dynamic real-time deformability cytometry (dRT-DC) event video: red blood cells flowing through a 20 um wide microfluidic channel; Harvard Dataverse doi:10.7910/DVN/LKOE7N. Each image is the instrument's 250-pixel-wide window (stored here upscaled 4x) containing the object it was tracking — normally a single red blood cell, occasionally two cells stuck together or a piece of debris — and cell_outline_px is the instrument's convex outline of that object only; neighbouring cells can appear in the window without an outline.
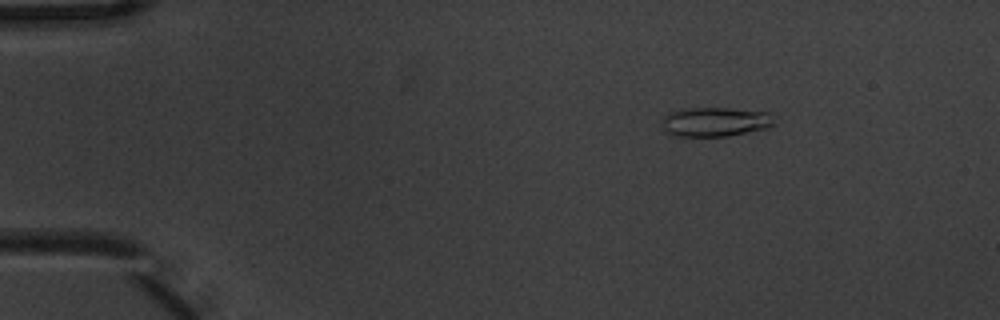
{"species": "common noctule bat (a hibernating species)", "species_latin": "Nyctalus noctula", "temperature_condition": "warm", "stored_images_in_passage": 3, "camera_frame_rate_fps": 3000, "um_per_image_px": 0.085, "animal": {"sex": "male", "body_mass_g": 20.1, "forearm_length_mm": 53.5}, "frame": {"image": 1, "passage_image": 1, "time_ms": 0.0, "image_size_px": [1000, 320], "cell_outline_px": [[776, 124], [768, 128], [728, 136], [672, 136], [664, 128], [664, 120], [668, 112], [680, 108], [728, 108], [768, 112]], "centroid_in_image_um": [60.81, 10.35], "position_along_channel_um": 24.2, "area_um2": 19.13}}